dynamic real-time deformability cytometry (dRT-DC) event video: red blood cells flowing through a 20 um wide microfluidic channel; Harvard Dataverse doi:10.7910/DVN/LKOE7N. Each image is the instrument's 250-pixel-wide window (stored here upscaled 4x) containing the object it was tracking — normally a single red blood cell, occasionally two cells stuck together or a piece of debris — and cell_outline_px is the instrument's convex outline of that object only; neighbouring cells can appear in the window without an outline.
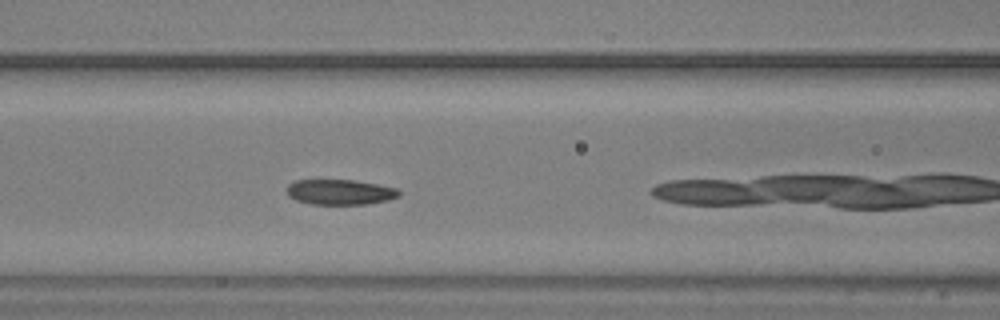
{"species": "common noctule bat (a hibernating species)", "species_latin": "Nyctalus noctula", "temperature_condition": "warm", "stored_images_in_passage": 41, "camera_frame_rate_fps": 3000, "um_per_image_px": 0.085, "animal": {"sex": "male", "body_mass_g": 20.5, "forearm_length_mm": 52.5}, "frame": {"image": 1, "passage_image": 7, "time_ms": 2.0, "image_size_px": [1000, 320], "cell_outline_px": [[400, 196], [388, 200], [364, 204], [312, 204], [296, 200], [288, 196], [288, 184], [296, 180], [356, 180], [396, 188], [400, 192]], "centroid_in_image_um": [28.9, 16.32], "position_along_channel_um": 137.7, "area_um2": 16.42}}
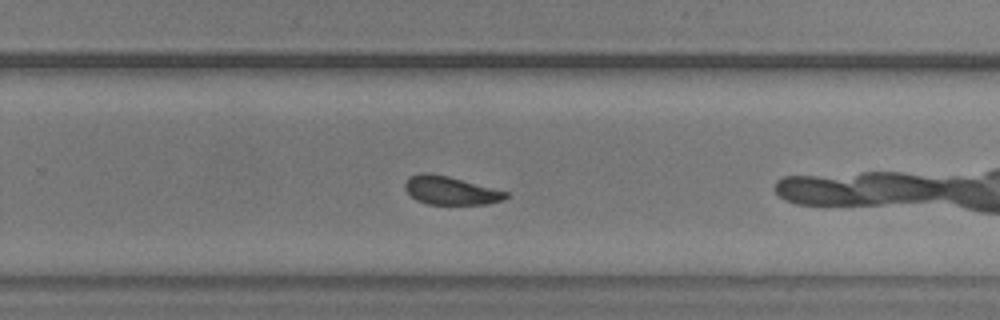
{"frame": {"image": 2, "passage_image": 20, "time_ms": 6.333, "image_size_px": [1000, 320], "cell_outline_px": [[508, 196], [504, 200], [488, 204], [428, 204], [416, 200], [404, 188], [404, 184], [408, 176], [420, 172], [428, 172], [448, 176], [508, 192]], "centroid_in_image_um": [38.27, 16.18], "position_along_channel_um": 291.5, "area_um2": 16.7}}
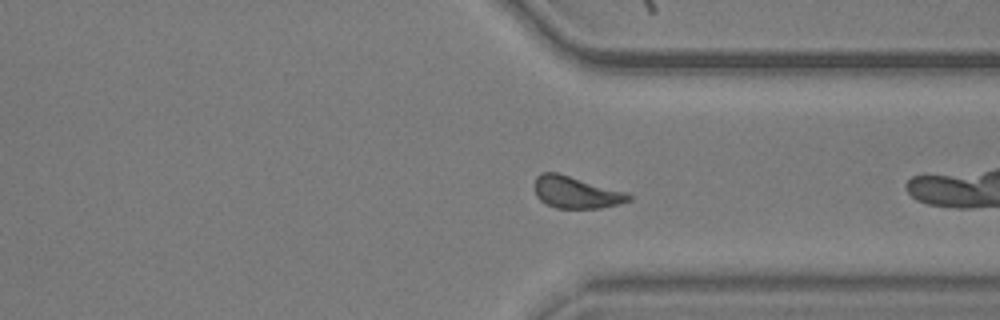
{"frame": {"image": 3, "passage_image": 26, "time_ms": 8.333, "image_size_px": [1000, 320], "cell_outline_px": [[632, 200], [620, 204], [600, 208], [556, 208], [544, 204], [536, 196], [532, 184], [536, 176], [540, 172], [556, 172], [624, 192], [632, 196]], "centroid_in_image_um": [48.88, 16.36], "position_along_channel_um": 362.5, "area_um2": 17.57}, "authors_computed_cell_mechanics": {"area_um2": 16.8776, "velocity_mm_per_s": 3.5532, "shape_relaxation_time_tau1_ms": 2.8367, "shape_relaxation_time_tau2_ms": 2.2433, "deformation_change_tau1": 0.0786, "deformation_change_tau2": 0.091}}